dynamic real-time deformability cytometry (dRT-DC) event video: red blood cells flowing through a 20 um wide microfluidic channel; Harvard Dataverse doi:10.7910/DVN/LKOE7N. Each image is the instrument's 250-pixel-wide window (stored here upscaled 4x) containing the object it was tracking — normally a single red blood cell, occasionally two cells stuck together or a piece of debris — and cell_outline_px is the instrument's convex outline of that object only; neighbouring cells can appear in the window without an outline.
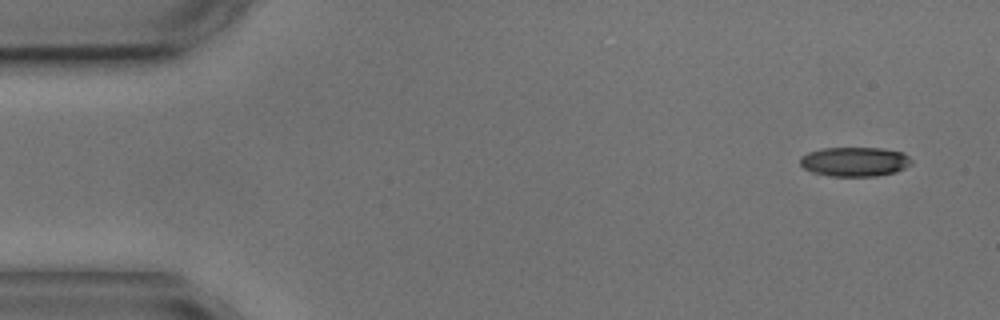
{"species": "common noctule bat (a hibernating species)", "species_latin": "Nyctalus noctula", "temperature_condition": "cold", "stored_images_in_passage": 4, "camera_frame_rate_fps": 3000, "um_per_image_px": 0.085, "animal": {"sex": "male", "body_mass_g": 17.9, "forearm_length_mm": 54.2}, "frame": {"image": 1, "passage_image": 1, "time_ms": 0.0, "image_size_px": [1000, 320], "cell_outline_px": [[912, 164], [896, 172], [876, 176], [832, 176], [812, 172], [804, 168], [800, 164], [800, 156], [808, 152], [824, 148], [880, 148], [904, 152], [912, 160]], "centroid_in_image_um": [72.66, 13.74], "position_along_channel_um": 12.3, "area_um2": 19.13}}
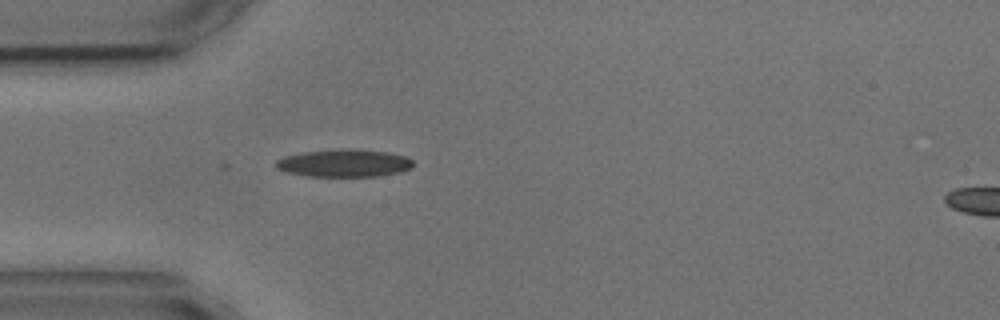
{"frame": {"image": 2, "passage_image": 4, "time_ms": 4.0, "image_size_px": [1000, 320], "cell_outline_px": [[412, 168], [400, 172], [380, 176], [308, 176], [284, 172], [276, 168], [276, 160], [284, 156], [304, 152], [388, 152], [408, 156], [412, 160]], "centroid_in_image_um": [29.25, 13.93], "position_along_channel_um": 55.7, "area_um2": 20.98}}